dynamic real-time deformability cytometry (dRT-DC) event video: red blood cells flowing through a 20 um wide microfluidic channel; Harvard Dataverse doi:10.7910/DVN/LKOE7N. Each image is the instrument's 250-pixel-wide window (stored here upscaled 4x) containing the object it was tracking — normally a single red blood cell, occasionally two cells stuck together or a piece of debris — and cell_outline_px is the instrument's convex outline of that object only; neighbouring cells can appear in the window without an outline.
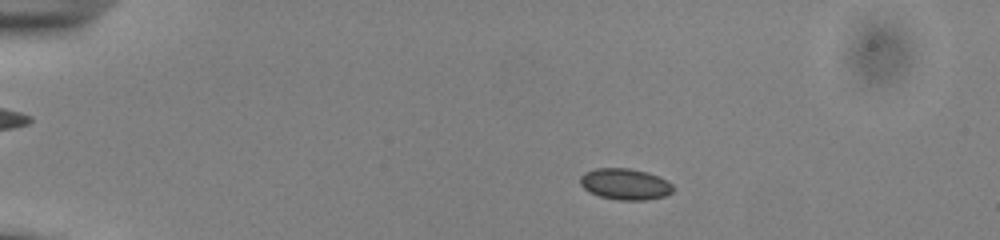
{"species": "common noctule bat (a hibernating species)", "species_latin": "Nyctalus noctula", "temperature_condition": "cold", "stored_images_in_passage": 46, "camera_frame_rate_fps": 3000, "um_per_image_px": 0.085, "animal": {"sex": "male", "body_mass_g": 13.0, "forearm_length_mm": 53.1}, "frame": {"image": 1, "passage_image": 3, "time_ms": 0.667, "image_size_px": [1000, 240], "cell_outline_px": [[672, 192], [664, 196], [644, 200], [620, 200], [600, 196], [588, 192], [580, 184], [580, 176], [584, 172], [596, 168], [628, 168], [648, 172], [668, 180], [672, 184]], "centroid_in_image_um": [53.12, 15.64], "position_along_channel_um": 31.9, "area_um2": 16.94}}
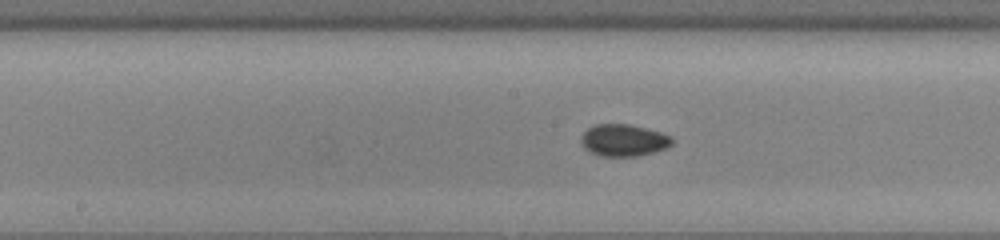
{"frame": {"image": 2, "passage_image": 21, "time_ms": 6.667, "image_size_px": [1000, 240], "cell_outline_px": [[672, 144], [664, 148], [652, 152], [636, 156], [600, 156], [584, 148], [580, 140], [580, 136], [588, 128], [596, 124], [628, 124], [660, 132], [672, 136]], "centroid_in_image_um": [52.97, 11.91], "position_along_channel_um": 195.2, "area_um2": 16.76}}
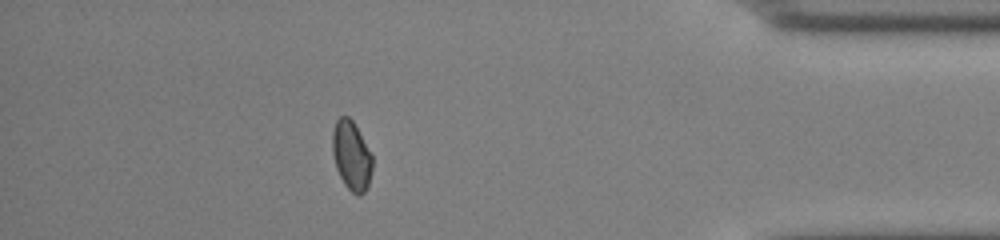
{"frame": {"image": 3, "passage_image": 40, "time_ms": 13.0, "image_size_px": [1000, 240], "cell_outline_px": [[372, 168], [368, 184], [364, 192], [360, 196], [356, 196], [344, 184], [336, 168], [332, 152], [332, 132], [336, 120], [340, 116], [348, 116], [352, 120], [372, 156]], "centroid_in_image_um": [29.85, 13.24], "position_along_channel_um": 405.4, "area_um2": 15.95}, "authors_computed_cell_mechanics": {"area_um2": 16.0973, "velocity_mm_per_s": 3.8975, "shape_relaxation_time_tau1_ms": 1.0393, "shape_relaxation_time_tau2_ms": 5.2529, "deformation_change_tau1": 0.0368, "deformation_change_tau2": 0.0578}}